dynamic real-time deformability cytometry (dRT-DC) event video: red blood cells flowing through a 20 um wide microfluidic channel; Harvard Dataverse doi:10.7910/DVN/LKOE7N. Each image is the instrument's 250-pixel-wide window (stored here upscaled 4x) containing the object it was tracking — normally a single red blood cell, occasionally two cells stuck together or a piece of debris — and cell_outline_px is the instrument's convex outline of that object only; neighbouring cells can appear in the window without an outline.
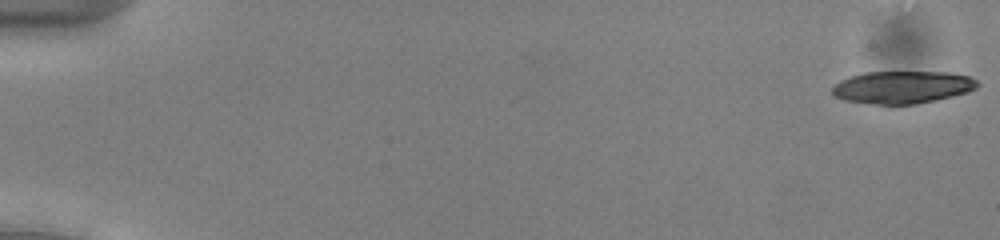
{"species": "common noctule bat (a hibernating species)", "species_latin": "Nyctalus noctula", "temperature_condition": "cold", "stored_images_in_passage": 22, "camera_frame_rate_fps": 3000, "um_per_image_px": 0.085, "animal": {"sex": "male", "body_mass_g": 13.0, "forearm_length_mm": 53.1}, "frame": {"image": 1, "passage_image": 1, "time_ms": 0.0, "image_size_px": [1000, 240], "cell_outline_px": [[980, 84], [976, 88], [968, 92], [936, 100], [916, 104], [868, 104], [844, 100], [836, 96], [832, 92], [832, 88], [840, 80], [864, 72], [948, 72], [968, 76], [976, 80]], "centroid_in_image_um": [76.71, 7.41], "position_along_channel_um": 8.3, "area_um2": 27.46}}